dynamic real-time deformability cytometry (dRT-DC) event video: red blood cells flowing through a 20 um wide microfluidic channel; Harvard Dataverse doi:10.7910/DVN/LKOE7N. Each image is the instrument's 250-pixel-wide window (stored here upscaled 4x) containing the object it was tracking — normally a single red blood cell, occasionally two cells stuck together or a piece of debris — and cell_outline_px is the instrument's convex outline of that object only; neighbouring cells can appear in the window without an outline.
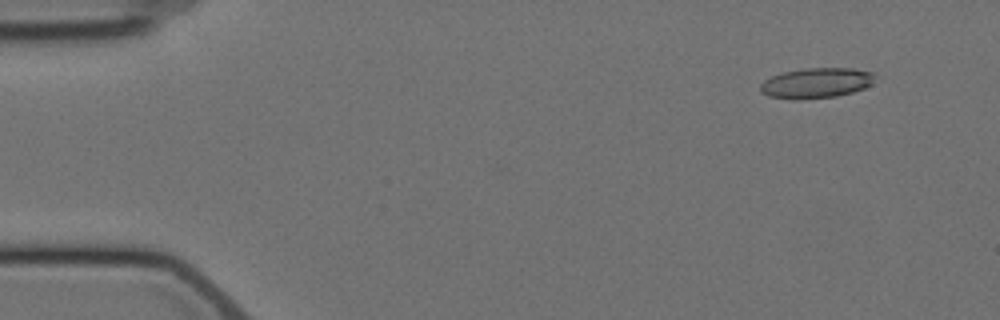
{"species": "Egyptian fruit bat (a non-hibernating species)", "species_latin": "Rousettus aegyptiacus", "temperature_condition": "cold", "stored_images_in_passage": 5, "camera_frame_rate_fps": 3000, "um_per_image_px": 0.085, "animal": {"sex": "female"}, "frame": {"image": 1, "passage_image": 1, "time_ms": 0.0, "image_size_px": [1000, 320], "cell_outline_px": [[872, 84], [864, 88], [852, 92], [836, 96], [796, 100], [792, 100], [768, 96], [760, 92], [760, 84], [764, 80], [772, 76], [784, 72], [808, 68], [852, 68], [872, 72]], "centroid_in_image_um": [69.33, 7.07], "position_along_channel_um": 15.7, "area_um2": 20.11}}
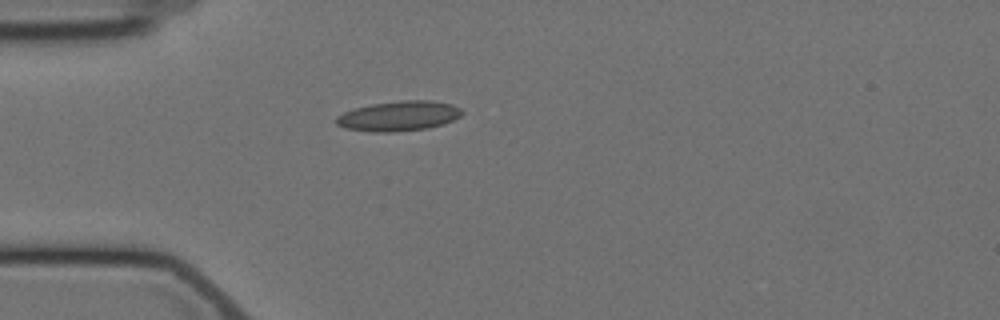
{"frame": {"image": 2, "passage_image": 4, "time_ms": 3.667, "image_size_px": [1000, 320], "cell_outline_px": [[464, 112], [460, 116], [452, 120], [428, 128], [392, 132], [372, 132], [344, 128], [336, 124], [336, 116], [344, 112], [356, 108], [372, 104], [404, 100], [428, 100], [452, 104], [460, 108]], "centroid_in_image_um": [33.88, 9.86], "position_along_channel_um": 51.1, "area_um2": 21.79}}